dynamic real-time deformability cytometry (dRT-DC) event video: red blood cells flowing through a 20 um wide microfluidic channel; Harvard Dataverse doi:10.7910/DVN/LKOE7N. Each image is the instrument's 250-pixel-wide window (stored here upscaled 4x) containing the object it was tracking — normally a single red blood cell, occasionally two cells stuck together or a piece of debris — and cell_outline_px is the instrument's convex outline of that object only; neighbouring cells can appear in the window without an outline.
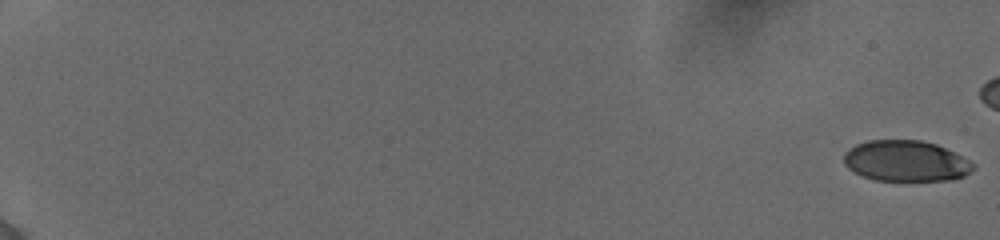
{"species": "human", "species_latin": "Homo sapiens", "temperature_condition": "cold", "stored_images_in_passage": 22, "camera_frame_rate_fps": 3000, "um_per_image_px": 0.085, "donor": {"sex": "female"}, "frame": {"image": 1, "passage_image": 1, "time_ms": 0.0, "image_size_px": [1000, 240], "cell_outline_px": [[976, 168], [964, 176], [948, 180], [876, 180], [864, 176], [848, 168], [844, 164], [844, 152], [848, 148], [856, 144], [868, 140], [920, 140], [936, 144], [976, 164]], "centroid_in_image_um": [76.98, 13.68], "position_along_channel_um": 8.0, "area_um2": 30.63}}
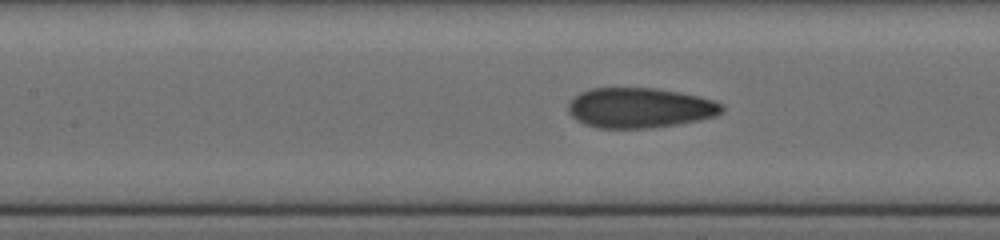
{"frame": {"image": 2, "passage_image": 17, "time_ms": 9.667, "image_size_px": [1000, 240], "cell_outline_px": [[724, 108], [716, 116], [700, 120], [676, 124], [648, 128], [596, 128], [584, 124], [576, 120], [568, 112], [568, 104], [580, 92], [592, 88], [656, 88], [680, 92], [700, 96], [724, 104]], "centroid_in_image_um": [54.38, 9.16], "position_along_channel_um": 153.0, "area_um2": 36.01}}
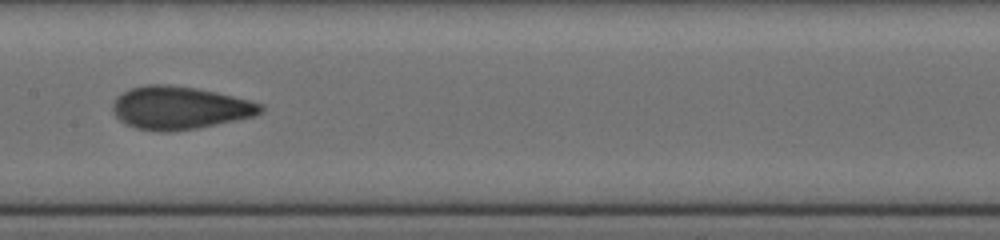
{"frame": {"image": 3, "passage_image": 20, "time_ms": 10.667, "image_size_px": [1000, 240], "cell_outline_px": [[264, 108], [256, 116], [196, 128], [168, 132], [160, 132], [136, 128], [124, 124], [116, 116], [112, 108], [112, 104], [116, 96], [132, 88], [144, 84], [168, 84], [196, 88], [216, 92], [264, 104]], "centroid_in_image_um": [15.25, 9.16], "position_along_channel_um": 192.2, "area_um2": 36.99}}